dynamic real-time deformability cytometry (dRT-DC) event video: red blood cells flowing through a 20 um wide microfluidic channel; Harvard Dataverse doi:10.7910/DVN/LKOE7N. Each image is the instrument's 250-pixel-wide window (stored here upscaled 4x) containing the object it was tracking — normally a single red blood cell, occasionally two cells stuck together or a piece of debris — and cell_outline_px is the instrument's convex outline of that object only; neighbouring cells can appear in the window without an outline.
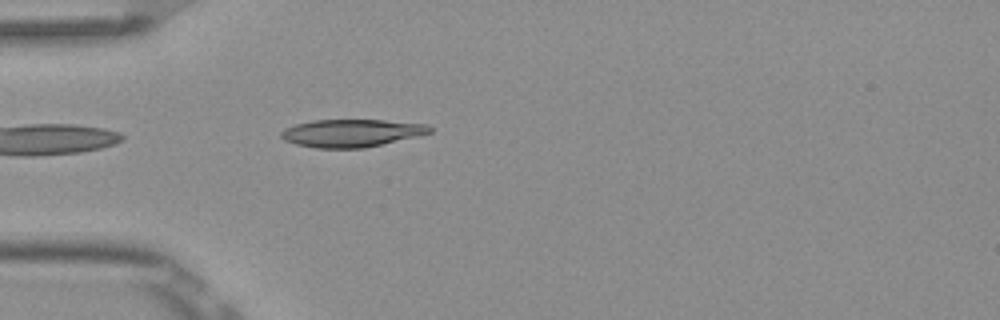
{"species": "Egyptian fruit bat (a non-hibernating species)", "species_latin": "Rousettus aegyptiacus", "temperature_condition": "room temperature", "stored_images_in_passage": 5, "camera_frame_rate_fps": 3000, "um_per_image_px": 0.085, "frame": {"image": 1, "passage_image": 5, "time_ms": 1.333, "image_size_px": [1000, 320], "cell_outline_px": [[432, 132], [416, 136], [364, 148], [316, 148], [296, 144], [284, 140], [280, 136], [280, 132], [284, 128], [296, 124], [312, 120], [384, 120], [424, 124], [432, 128]], "centroid_in_image_um": [29.82, 11.31], "position_along_channel_um": 55.2, "area_um2": 23.81}}